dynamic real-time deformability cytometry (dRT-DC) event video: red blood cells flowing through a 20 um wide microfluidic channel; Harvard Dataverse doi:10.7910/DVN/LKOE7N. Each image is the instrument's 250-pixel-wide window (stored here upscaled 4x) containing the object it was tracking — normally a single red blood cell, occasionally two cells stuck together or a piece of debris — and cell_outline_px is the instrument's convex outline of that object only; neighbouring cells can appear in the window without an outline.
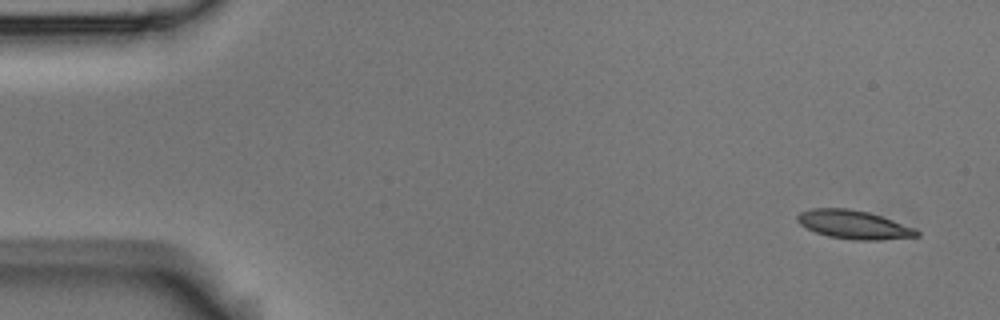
{"species": "Egyptian fruit bat (a non-hibernating species)", "species_latin": "Rousettus aegyptiacus", "temperature_condition": "room temperature", "stored_images_in_passage": 6, "camera_frame_rate_fps": 3000, "um_per_image_px": 0.085, "animal": {"sex": "male"}, "frame": {"image": 1, "passage_image": 1, "time_ms": 0.0, "image_size_px": [1000, 320], "cell_outline_px": [[920, 236], [880, 240], [856, 240], [828, 236], [816, 232], [800, 224], [796, 220], [796, 216], [800, 212], [812, 208], [848, 208], [868, 212], [892, 220], [912, 228], [920, 232]], "centroid_in_image_um": [72.54, 19.09], "position_along_channel_um": 12.5, "area_um2": 19.65}}
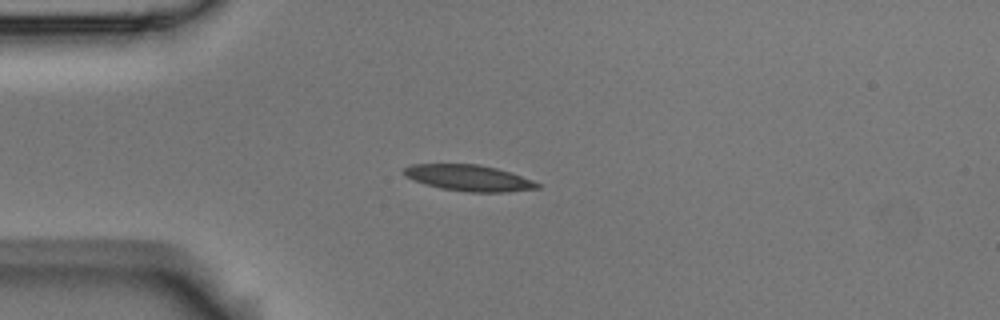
{"frame": {"image": 2, "passage_image": 4, "time_ms": 1.0, "image_size_px": [1000, 320], "cell_outline_px": [[540, 188], [508, 192], [468, 192], [440, 188], [424, 184], [404, 176], [400, 172], [404, 168], [412, 164], [480, 164], [496, 168], [532, 180], [540, 184]], "centroid_in_image_um": [39.8, 15.12], "position_along_channel_um": 45.2, "area_um2": 20.35}}
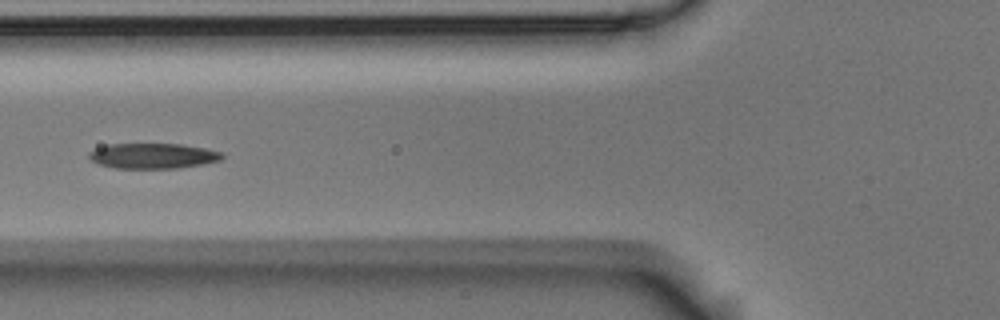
{"frame": {"image": 3, "passage_image": 6, "time_ms": 1.667, "image_size_px": [1000, 320], "cell_outline_px": [[224, 156], [220, 160], [204, 164], [176, 168], [112, 168], [100, 164], [92, 160], [88, 156], [88, 152], [96, 148], [108, 144], [180, 144], [204, 148], [220, 152]], "centroid_in_image_um": [12.97, 13.25], "position_along_channel_um": 112.8, "area_um2": 19.54}}